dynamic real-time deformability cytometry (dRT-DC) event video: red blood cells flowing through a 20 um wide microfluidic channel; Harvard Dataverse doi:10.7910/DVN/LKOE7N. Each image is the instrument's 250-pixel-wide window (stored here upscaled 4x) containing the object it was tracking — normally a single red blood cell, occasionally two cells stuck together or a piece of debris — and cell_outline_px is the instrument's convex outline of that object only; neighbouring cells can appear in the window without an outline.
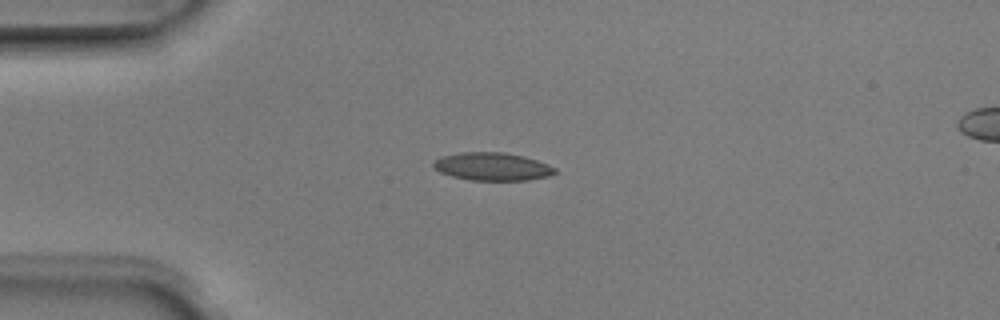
{"species": "Egyptian fruit bat (a non-hibernating species)", "species_latin": "Rousettus aegyptiacus", "temperature_condition": "room temperature", "stored_images_in_passage": 4, "camera_frame_rate_fps": 3000, "um_per_image_px": 0.085, "animal": {"sex": "male"}, "frame": {"image": 1, "passage_image": 1, "time_ms": 0.0, "image_size_px": [1000, 320], "cell_outline_px": [[556, 172], [552, 176], [528, 180], [472, 180], [452, 176], [440, 172], [432, 164], [440, 156], [460, 152], [504, 152], [524, 156], [548, 164], [556, 168]], "centroid_in_image_um": [41.88, 14.15], "position_along_channel_um": 43.1, "area_um2": 19.83}}
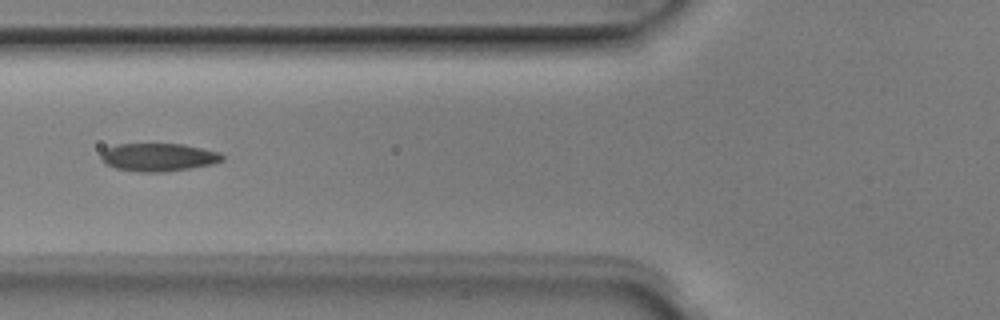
{"frame": {"image": 2, "passage_image": 3, "time_ms": 0.667, "image_size_px": [1000, 320], "cell_outline_px": [[224, 160], [212, 164], [164, 172], [140, 172], [116, 168], [104, 164], [100, 160], [100, 152], [104, 148], [116, 144], [184, 144], [220, 152], [224, 156]], "centroid_in_image_um": [13.41, 13.35], "position_along_channel_um": 112.4, "area_um2": 20.0}}
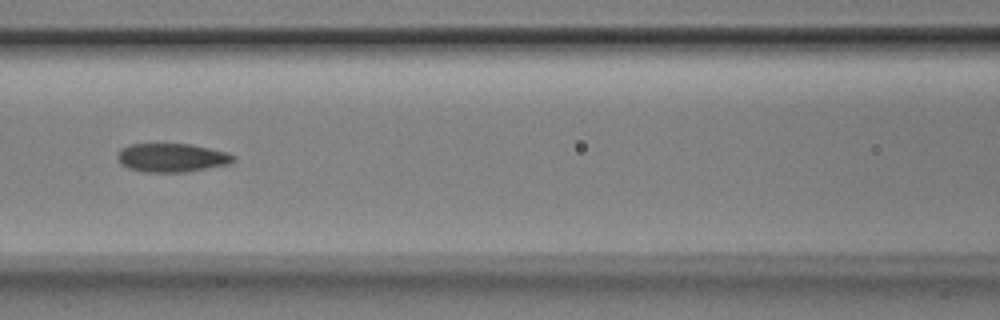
{"frame": {"image": 3, "passage_image": 4, "time_ms": 1.0, "image_size_px": [1000, 320], "cell_outline_px": [[236, 160], [228, 164], [184, 172], [144, 172], [128, 168], [120, 164], [116, 156], [116, 152], [120, 148], [128, 144], [192, 144], [228, 152], [236, 156]], "centroid_in_image_um": [14.57, 13.39], "position_along_channel_um": 152.0, "area_um2": 19.59}}